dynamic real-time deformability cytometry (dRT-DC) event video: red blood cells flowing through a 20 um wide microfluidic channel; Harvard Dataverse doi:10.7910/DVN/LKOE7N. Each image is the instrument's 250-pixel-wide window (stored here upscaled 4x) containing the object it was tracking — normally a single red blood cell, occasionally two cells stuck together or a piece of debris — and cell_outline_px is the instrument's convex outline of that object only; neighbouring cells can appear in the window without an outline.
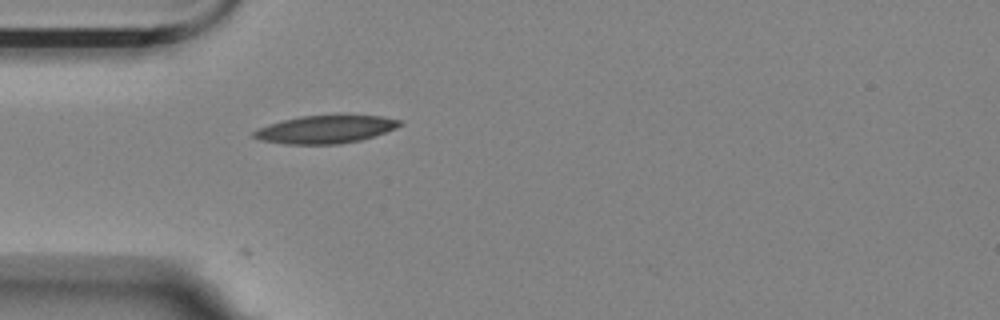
{"species": "Egyptian fruit bat (a non-hibernating species)", "species_latin": "Rousettus aegyptiacus", "temperature_condition": "room temperature", "stored_images_in_passage": 1, "camera_frame_rate_fps": 3000, "um_per_image_px": 0.085, "animal": {"sex": "female"}, "frame": {"image": 1, "passage_image": 1, "time_ms": 0.0, "image_size_px": [1000, 320], "cell_outline_px": [[404, 124], [396, 128], [360, 140], [340, 144], [284, 144], [260, 140], [252, 136], [252, 132], [268, 124], [300, 116], [336, 112], [380, 116], [404, 120]], "centroid_in_image_um": [27.72, 10.94], "position_along_channel_um": 57.3, "area_um2": 24.62}}